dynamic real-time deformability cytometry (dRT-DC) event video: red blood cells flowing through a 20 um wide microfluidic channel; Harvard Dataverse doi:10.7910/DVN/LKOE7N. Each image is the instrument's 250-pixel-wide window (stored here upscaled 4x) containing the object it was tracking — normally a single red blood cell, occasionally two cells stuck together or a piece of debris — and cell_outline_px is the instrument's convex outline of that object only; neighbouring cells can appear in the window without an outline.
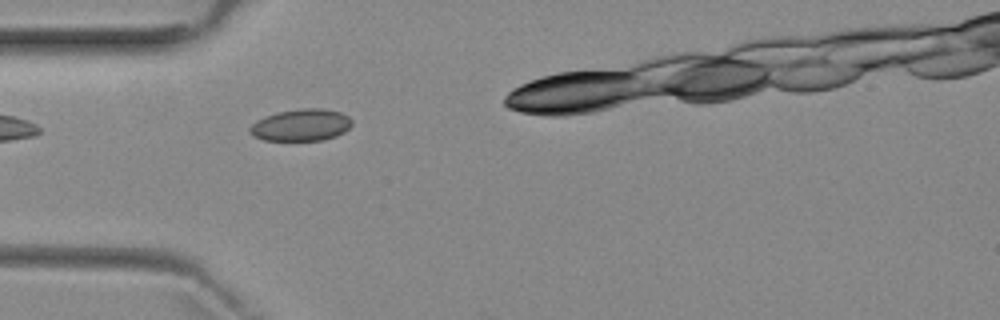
{"species": "common noctule bat (a hibernating species)", "species_latin": "Nyctalus noctula", "temperature_condition": "room temperature", "stored_images_in_passage": 1, "camera_frame_rate_fps": 3000, "um_per_image_px": 0.085, "animal": {"sex": "female", "body_mass_g": 29.2, "forearm_length_mm": 56.3}, "frame": {"image": 1, "passage_image": 1, "time_ms": 0.0, "image_size_px": [1000, 320], "cell_outline_px": [[352, 124], [344, 132], [336, 136], [324, 140], [264, 140], [248, 132], [248, 128], [256, 120], [264, 116], [280, 112], [300, 108], [320, 108], [340, 112], [348, 116], [352, 120]], "centroid_in_image_um": [25.59, 10.62], "position_along_channel_um": 59.4, "area_um2": 18.96}}